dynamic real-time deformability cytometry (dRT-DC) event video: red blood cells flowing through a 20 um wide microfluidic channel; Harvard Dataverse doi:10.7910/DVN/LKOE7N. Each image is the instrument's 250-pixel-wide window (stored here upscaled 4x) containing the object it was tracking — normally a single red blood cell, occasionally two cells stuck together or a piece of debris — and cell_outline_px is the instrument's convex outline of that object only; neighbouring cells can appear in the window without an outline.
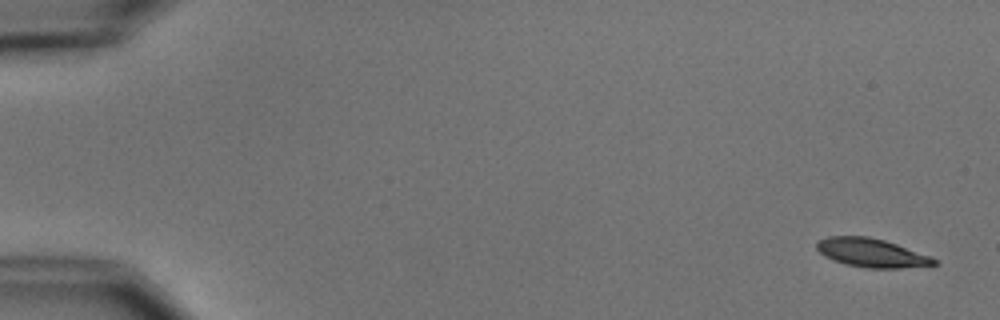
{"species": "common noctule bat (a hibernating species)", "species_latin": "Nyctalus noctula", "temperature_condition": "cold", "stored_images_in_passage": 6, "camera_frame_rate_fps": 3000, "um_per_image_px": 0.085, "animal": {"sex": "male", "body_mass_g": 15.6}, "frame": {"image": 1, "passage_image": 1, "time_ms": 0.0, "image_size_px": [1000, 320], "cell_outline_px": [[940, 264], [900, 268], [868, 268], [844, 264], [832, 260], [824, 256], [816, 248], [816, 244], [820, 240], [828, 236], [868, 236], [884, 240], [896, 244], [928, 256], [936, 260]], "centroid_in_image_um": [74.03, 21.49], "position_along_channel_um": 11.0, "area_um2": 19.42}}
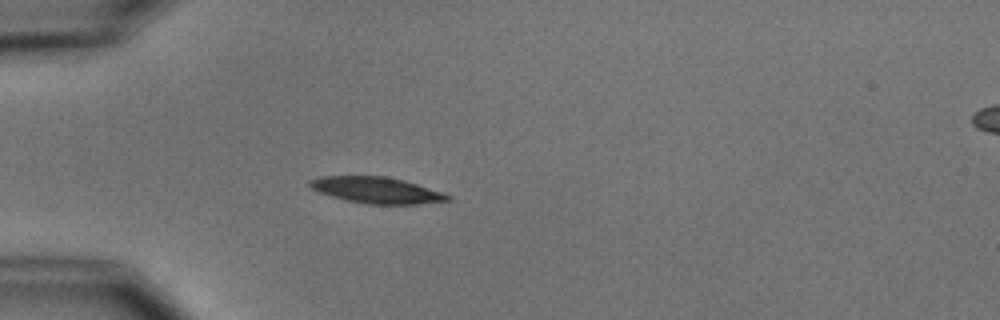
{"frame": {"image": 2, "passage_image": 5, "time_ms": 4.667, "image_size_px": [1000, 320], "cell_outline_px": [[452, 200], [420, 204], [368, 204], [348, 200], [332, 196], [320, 192], [312, 188], [308, 184], [308, 180], [320, 176], [388, 176], [404, 180], [444, 192], [452, 196]], "centroid_in_image_um": [32.06, 16.16], "position_along_channel_um": 52.9, "area_um2": 21.15}}